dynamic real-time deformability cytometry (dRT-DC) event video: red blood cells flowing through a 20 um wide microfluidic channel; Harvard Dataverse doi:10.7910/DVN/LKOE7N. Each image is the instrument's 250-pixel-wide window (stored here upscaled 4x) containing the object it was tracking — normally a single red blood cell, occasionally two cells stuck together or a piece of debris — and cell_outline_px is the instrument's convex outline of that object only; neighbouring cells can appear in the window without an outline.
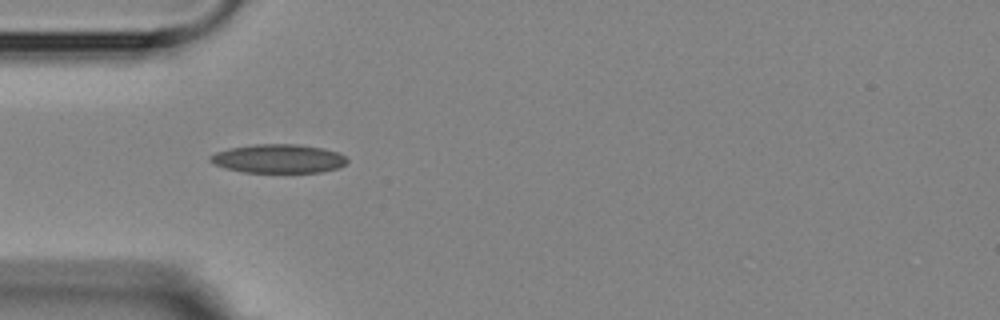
{"species": "Egyptian fruit bat (a non-hibernating species)", "species_latin": "Rousettus aegyptiacus", "temperature_condition": "room temperature", "stored_images_in_passage": 3, "camera_frame_rate_fps": 3000, "um_per_image_px": 0.085, "animal": {"sex": "female"}, "frame": {"image": 1, "passage_image": 2, "time_ms": 1.0, "image_size_px": [1000, 320], "cell_outline_px": [[348, 160], [340, 168], [320, 172], [244, 172], [228, 168], [216, 164], [208, 160], [208, 156], [216, 152], [228, 148], [256, 144], [296, 144], [324, 148], [336, 152], [344, 156]], "centroid_in_image_um": [23.67, 13.48], "position_along_channel_um": 61.3, "area_um2": 22.83}}
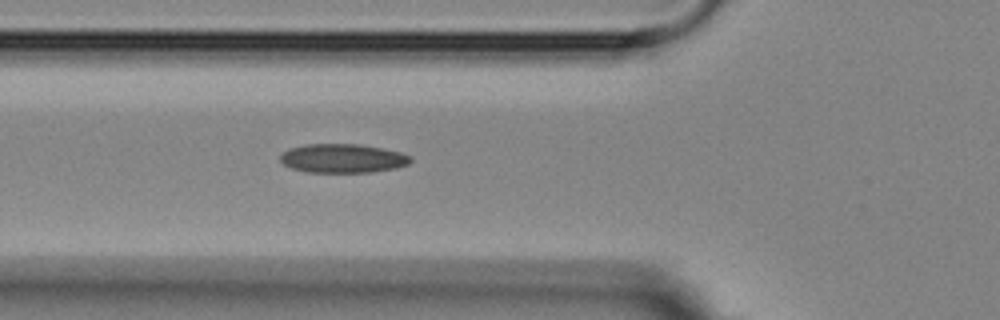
{"frame": {"image": 2, "passage_image": 3, "time_ms": 2.0, "image_size_px": [1000, 320], "cell_outline_px": [[412, 160], [408, 164], [396, 168], [372, 172], [308, 172], [292, 168], [284, 164], [280, 160], [280, 156], [288, 148], [304, 144], [360, 144], [400, 152], [412, 156]], "centroid_in_image_um": [29.14, 13.45], "position_along_channel_um": 96.7, "area_um2": 21.96}}